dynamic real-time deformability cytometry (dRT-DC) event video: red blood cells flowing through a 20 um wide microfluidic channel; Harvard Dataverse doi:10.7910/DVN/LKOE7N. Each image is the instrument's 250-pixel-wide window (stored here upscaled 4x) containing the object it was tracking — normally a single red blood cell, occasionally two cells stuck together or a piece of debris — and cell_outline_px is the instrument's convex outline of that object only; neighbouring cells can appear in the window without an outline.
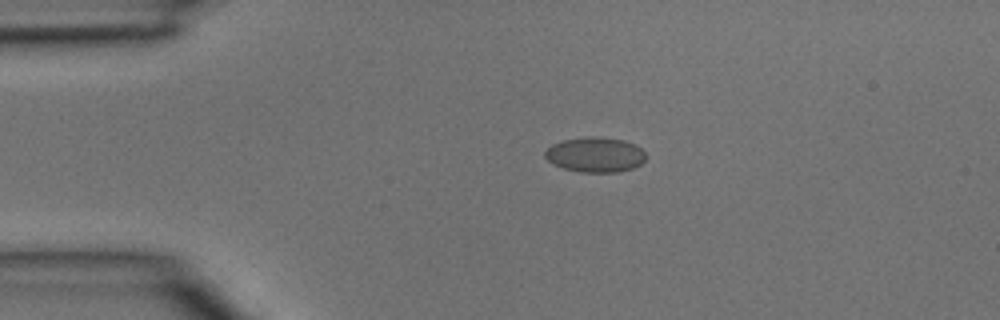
{"species": "common noctule bat (a hibernating species)", "species_latin": "Nyctalus noctula", "temperature_condition": "room temperature", "stored_images_in_passage": 3, "camera_frame_rate_fps": 3000, "um_per_image_px": 0.085, "animal": {"sex": "male", "body_mass_g": 15.6}, "frame": {"image": 1, "passage_image": 2, "time_ms": 0.333, "image_size_px": [1000, 320], "cell_outline_px": [[644, 160], [640, 164], [632, 168], [616, 172], [580, 172], [564, 168], [552, 164], [544, 156], [544, 152], [552, 144], [560, 140], [588, 136], [600, 136], [624, 140], [636, 144], [644, 152]], "centroid_in_image_um": [50.56, 13.13], "position_along_channel_um": 34.4, "area_um2": 20.69}}